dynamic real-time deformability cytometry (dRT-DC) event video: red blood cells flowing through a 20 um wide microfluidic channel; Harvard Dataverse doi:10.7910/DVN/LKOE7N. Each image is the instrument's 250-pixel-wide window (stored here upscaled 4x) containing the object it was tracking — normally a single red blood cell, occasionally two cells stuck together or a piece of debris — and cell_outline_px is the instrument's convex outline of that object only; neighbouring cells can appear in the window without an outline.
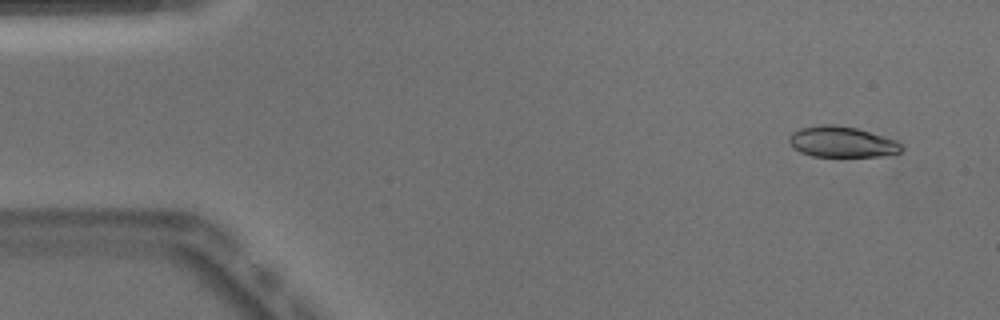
{"species": "Egyptian fruit bat (a non-hibernating species)", "species_latin": "Rousettus aegyptiacus", "temperature_condition": "warm", "stored_images_in_passage": 50, "camera_frame_rate_fps": 3000, "um_per_image_px": 0.085, "animal": {"sex": "male"}, "frame": {"image": 1, "passage_image": 3, "time_ms": 0.667, "image_size_px": [1000, 320], "cell_outline_px": [[904, 148], [900, 152], [880, 156], [812, 156], [800, 152], [788, 140], [788, 136], [792, 132], [800, 128], [820, 124], [836, 124], [856, 128], [896, 140], [904, 144]], "centroid_in_image_um": [71.57, 12.05], "position_along_channel_um": 13.4, "area_um2": 20.17}}
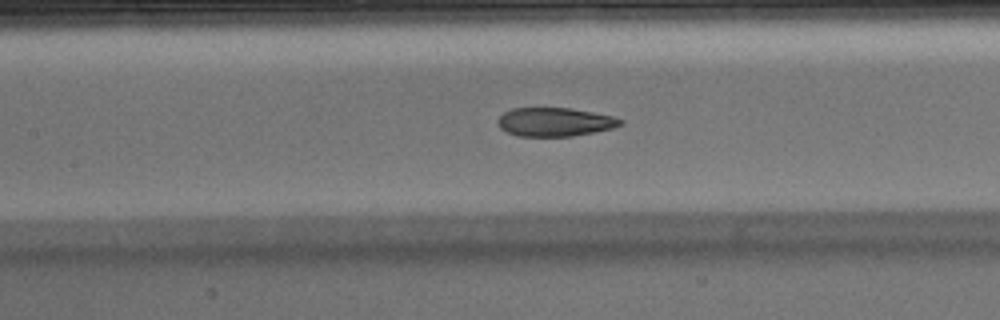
{"frame": {"image": 2, "passage_image": 22, "time_ms": 7.0, "image_size_px": [1000, 320], "cell_outline_px": [[624, 124], [612, 128], [596, 132], [572, 136], [516, 136], [500, 128], [496, 120], [504, 112], [512, 108], [572, 108], [612, 116], [624, 120]], "centroid_in_image_um": [47.16, 10.37], "position_along_channel_um": 160.2, "area_um2": 20.58}}
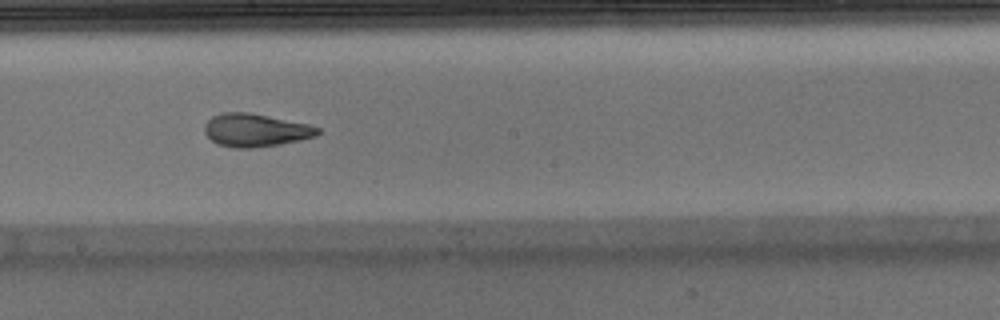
{"frame": {"image": 3, "passage_image": 27, "time_ms": 8.667, "image_size_px": [1000, 320], "cell_outline_px": [[320, 132], [316, 136], [300, 140], [280, 144], [252, 148], [232, 148], [220, 144], [212, 140], [204, 132], [204, 124], [212, 116], [220, 112], [248, 112], [308, 124], [320, 128]], "centroid_in_image_um": [21.7, 11.06], "position_along_channel_um": 226.5, "area_um2": 21.73}, "authors_computed_cell_mechanics": {"area_um2": 21.8484, "velocity_mm_per_s": 3.981, "shape_relaxation_time_tau1_ms": 10.0486, "shape_relaxation_time_tau2_ms": 1.6394, "deformation_change_tau1": 0.2807, "deformation_change_tau2": 0.0785}}